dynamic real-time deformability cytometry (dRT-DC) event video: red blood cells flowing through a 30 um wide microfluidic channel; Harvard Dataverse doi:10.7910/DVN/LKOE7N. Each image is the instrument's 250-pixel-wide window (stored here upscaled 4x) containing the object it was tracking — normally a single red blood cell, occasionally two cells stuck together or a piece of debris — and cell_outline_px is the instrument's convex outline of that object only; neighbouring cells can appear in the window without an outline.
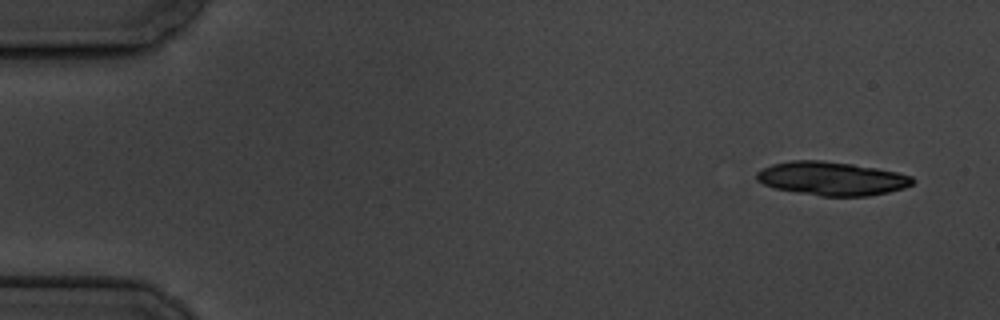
{"species": "common noctule bat (a hibernating species)", "species_latin": "Nyctalus noctula", "temperature_condition": "cold", "stored_images_in_passage": 15, "camera_frame_rate_fps": 3000, "um_per_image_px": 0.085, "animal": {"sex": "male", "body_mass_g": 19.5, "forearm_length_mm": 54.6}, "frame": {"image": 1, "passage_image": 1, "time_ms": 0.0, "image_size_px": [1000, 320], "cell_outline_px": [[916, 180], [912, 184], [904, 188], [888, 192], [868, 196], [820, 196], [796, 192], [776, 188], [764, 184], [756, 180], [756, 172], [772, 164], [792, 160], [824, 160], [852, 164], [876, 168], [896, 172], [912, 176]], "centroid_in_image_um": [70.71, 15.17], "position_along_channel_um": 14.3, "area_um2": 30.52}}
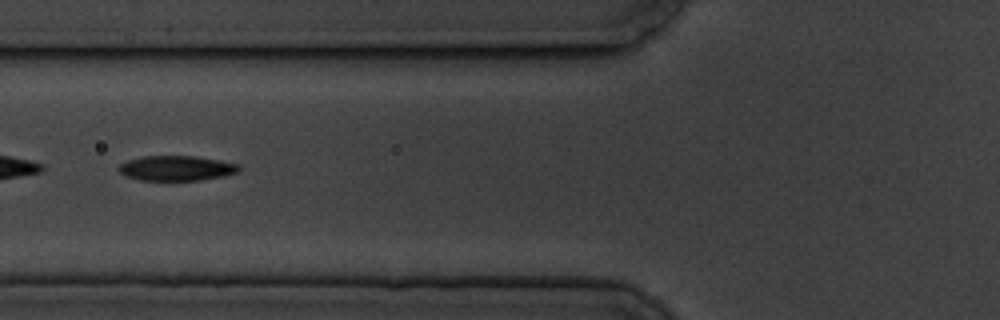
{"frame": {"image": 2, "passage_image": 6, "time_ms": 6.333, "image_size_px": [1000, 320], "cell_outline_px": [[240, 168], [236, 172], [224, 176], [200, 180], [140, 180], [128, 176], [120, 172], [116, 168], [120, 164], [128, 160], [144, 156], [196, 156], [220, 160], [240, 164]], "centroid_in_image_um": [15.01, 14.29], "position_along_channel_um": 110.8, "area_um2": 17.46}}
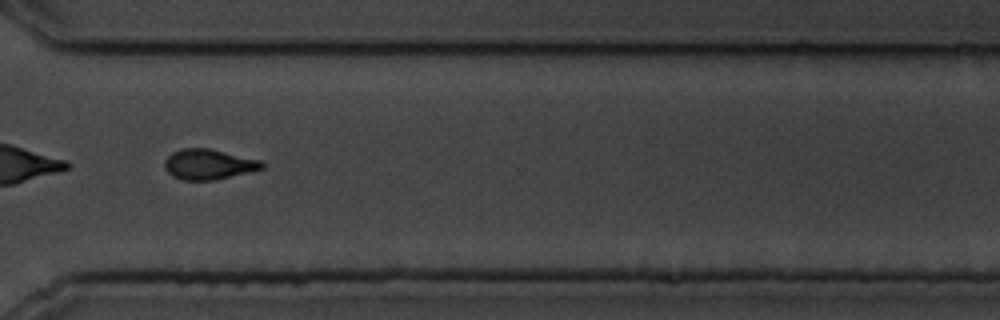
{"frame": {"image": 3, "passage_image": 12, "time_ms": 13.333, "image_size_px": [1000, 320], "cell_outline_px": [[264, 168], [216, 180], [184, 180], [172, 176], [164, 168], [164, 160], [172, 152], [184, 148], [208, 148], [260, 160], [264, 164]], "centroid_in_image_um": [17.7, 13.97], "position_along_channel_um": 352.9, "area_um2": 17.11}, "authors_computed_cell_mechanics": {"area_um2": 17.918, "velocity_mm_per_s": 3.4638, "shape_relaxation_time_tau1_ms": 3.6257, "shape_relaxation_time_tau2_ms": 1.5399, "deformation_change_tau1": 0.1552, "deformation_change_tau2": 0.0589}}